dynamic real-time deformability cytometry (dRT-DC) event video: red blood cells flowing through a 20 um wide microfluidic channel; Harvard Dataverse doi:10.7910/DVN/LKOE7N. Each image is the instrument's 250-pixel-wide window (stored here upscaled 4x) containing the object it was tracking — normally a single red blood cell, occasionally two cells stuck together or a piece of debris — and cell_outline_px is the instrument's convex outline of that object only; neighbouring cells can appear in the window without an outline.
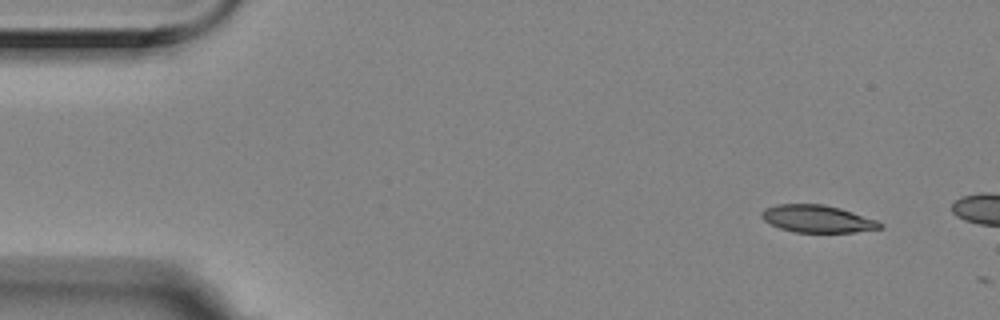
{"species": "Egyptian fruit bat (a non-hibernating species)", "species_latin": "Rousettus aegyptiacus", "temperature_condition": "room temperature", "stored_images_in_passage": 3, "camera_frame_rate_fps": 3000, "um_per_image_px": 0.085, "animal": {"sex": "female"}, "frame": {"image": 1, "passage_image": 1, "time_ms": 0.0, "image_size_px": [1000, 320], "cell_outline_px": [[884, 228], [852, 232], [796, 232], [780, 228], [764, 220], [760, 216], [760, 212], [764, 208], [776, 204], [824, 204], [840, 208], [876, 220], [884, 224]], "centroid_in_image_um": [69.46, 18.59], "position_along_channel_um": 15.5, "area_um2": 18.84}}